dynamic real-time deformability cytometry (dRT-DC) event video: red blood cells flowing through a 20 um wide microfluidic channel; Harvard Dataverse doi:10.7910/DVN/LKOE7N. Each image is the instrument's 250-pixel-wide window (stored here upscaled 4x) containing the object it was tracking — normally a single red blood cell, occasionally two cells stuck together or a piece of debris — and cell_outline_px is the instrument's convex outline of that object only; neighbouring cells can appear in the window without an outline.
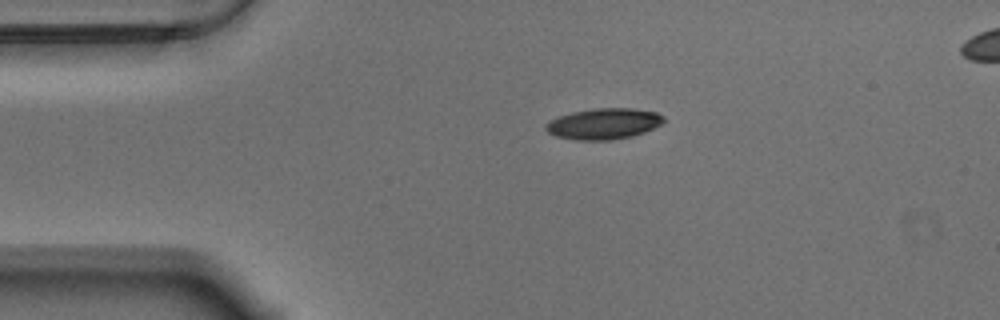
{"species": "Egyptian fruit bat (a non-hibernating species)", "species_latin": "Rousettus aegyptiacus", "temperature_condition": "warm", "stored_images_in_passage": 47, "camera_frame_rate_fps": 3000, "um_per_image_px": 0.085, "animal": {"sex": "male"}, "frame": {"image": 1, "passage_image": 1, "time_ms": 0.0, "image_size_px": [1000, 320], "cell_outline_px": [[664, 120], [660, 124], [644, 132], [632, 136], [612, 140], [576, 140], [556, 136], [548, 132], [544, 128], [544, 124], [560, 116], [572, 112], [596, 108], [632, 108], [656, 112], [664, 116]], "centroid_in_image_um": [51.31, 10.52], "position_along_channel_um": 33.7, "area_um2": 21.15}}
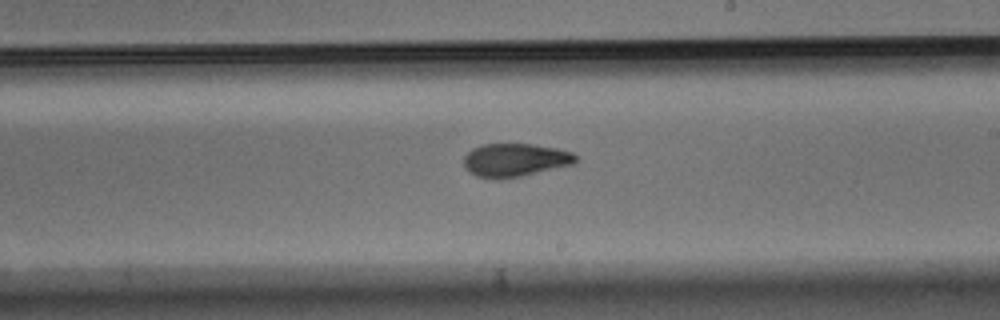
{"frame": {"image": 2, "passage_image": 22, "time_ms": 7.0, "image_size_px": [1000, 320], "cell_outline_px": [[576, 164], [520, 176], [500, 180], [492, 180], [476, 176], [464, 164], [464, 156], [472, 148], [484, 144], [532, 144], [556, 148], [572, 152], [576, 156]], "centroid_in_image_um": [43.79, 13.61], "position_along_channel_um": 245.2, "area_um2": 21.73}}
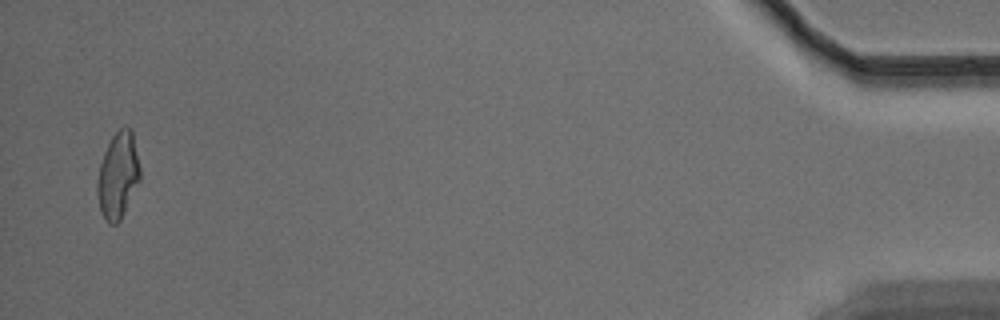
{"frame": {"image": 3, "passage_image": 45, "time_ms": 14.667, "image_size_px": [1000, 320], "cell_outline_px": [[140, 180], [120, 220], [116, 224], [108, 224], [104, 220], [100, 212], [96, 192], [96, 184], [100, 164], [104, 152], [112, 136], [120, 128], [132, 128], [140, 168]], "centroid_in_image_um": [10.01, 14.94], "position_along_channel_um": 425.2, "area_um2": 21.56}}